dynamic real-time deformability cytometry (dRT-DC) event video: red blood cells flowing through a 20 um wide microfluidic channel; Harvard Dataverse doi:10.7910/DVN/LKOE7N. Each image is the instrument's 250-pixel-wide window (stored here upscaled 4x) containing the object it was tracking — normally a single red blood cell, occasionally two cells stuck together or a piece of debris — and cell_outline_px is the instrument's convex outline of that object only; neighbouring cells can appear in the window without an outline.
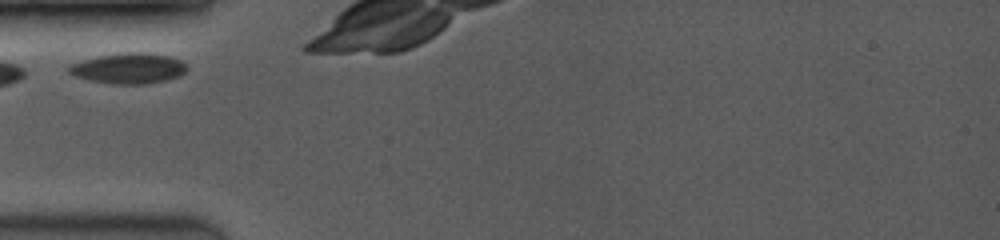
{"species": "common noctule bat (a hibernating species)", "species_latin": "Nyctalus noctula", "temperature_condition": "room temperature", "stored_images_in_passage": 5, "camera_frame_rate_fps": 3500, "um_per_image_px": 0.085, "animal": {"sex": "female", "body_mass_g": 19.0, "forearm_length_mm": 53.3}, "frame": {"image": 1, "passage_image": 1, "time_ms": 0.0, "image_size_px": [1000, 240], "cell_outline_px": [[188, 68], [180, 76], [164, 80], [144, 84], [112, 84], [92, 80], [76, 76], [68, 72], [64, 68], [72, 64], [84, 60], [100, 56], [124, 52], [144, 52], [168, 56], [180, 60]], "centroid_in_image_um": [10.93, 5.81], "position_along_channel_um": 74.1, "area_um2": 20.75}}